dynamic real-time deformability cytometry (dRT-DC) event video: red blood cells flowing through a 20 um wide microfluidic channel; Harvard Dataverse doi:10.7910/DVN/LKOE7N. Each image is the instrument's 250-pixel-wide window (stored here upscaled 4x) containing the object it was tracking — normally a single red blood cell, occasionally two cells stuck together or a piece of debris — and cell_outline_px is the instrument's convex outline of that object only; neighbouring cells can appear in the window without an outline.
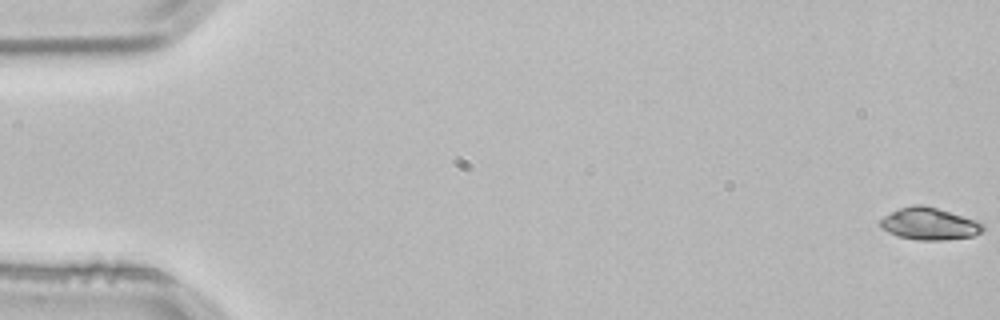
{"species": "common noctule bat (a hibernating species)", "species_latin": "Nyctalus noctula", "temperature_condition": "room temperature", "stored_images_in_passage": 5, "camera_frame_rate_fps": 3000, "um_per_image_px": 0.085, "animal": {"sex": "male", "body_mass_g": 21.5, "forearm_length_mm": 52.0}, "frame": {"image": 1, "passage_image": 1, "time_ms": 0.0, "image_size_px": [1000, 320], "cell_outline_px": [[984, 228], [980, 232], [972, 236], [940, 240], [916, 240], [900, 236], [888, 232], [880, 228], [880, 220], [884, 216], [900, 208], [916, 204], [920, 204], [936, 208], [984, 224]], "centroid_in_image_um": [78.93, 19.03], "position_along_channel_um": 6.1, "area_um2": 18.67}}